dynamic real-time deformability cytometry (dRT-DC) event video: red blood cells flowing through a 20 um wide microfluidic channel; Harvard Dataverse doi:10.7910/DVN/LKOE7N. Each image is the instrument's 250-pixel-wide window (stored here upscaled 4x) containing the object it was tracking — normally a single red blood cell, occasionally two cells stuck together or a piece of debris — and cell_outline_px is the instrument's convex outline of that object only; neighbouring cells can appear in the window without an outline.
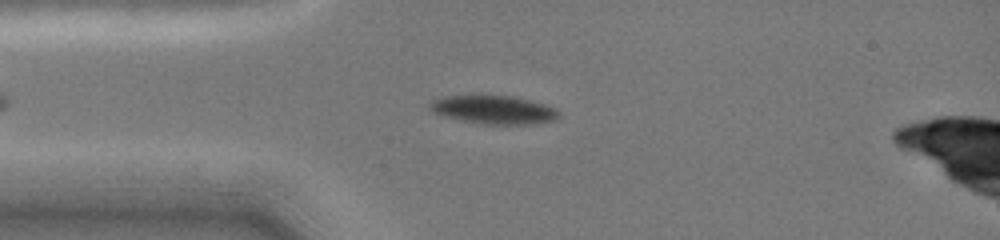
{"species": "common noctule bat (a hibernating species)", "species_latin": "Nyctalus noctula", "temperature_condition": "cold", "stored_images_in_passage": 4, "camera_frame_rate_fps": 3000, "um_per_image_px": 0.085, "animal": {"sex": "female", "body_mass_g": 19.0, "forearm_length_mm": 51.5}, "frame": {"image": 1, "passage_image": 3, "time_ms": 1.667, "image_size_px": [1000, 240], "cell_outline_px": [[560, 116], [556, 120], [540, 124], [480, 124], [460, 120], [444, 116], [432, 112], [428, 108], [428, 104], [432, 100], [444, 96], [512, 96], [544, 104], [556, 108], [560, 112]], "centroid_in_image_um": [41.98, 9.34], "position_along_channel_um": 43.0, "area_um2": 21.5}}